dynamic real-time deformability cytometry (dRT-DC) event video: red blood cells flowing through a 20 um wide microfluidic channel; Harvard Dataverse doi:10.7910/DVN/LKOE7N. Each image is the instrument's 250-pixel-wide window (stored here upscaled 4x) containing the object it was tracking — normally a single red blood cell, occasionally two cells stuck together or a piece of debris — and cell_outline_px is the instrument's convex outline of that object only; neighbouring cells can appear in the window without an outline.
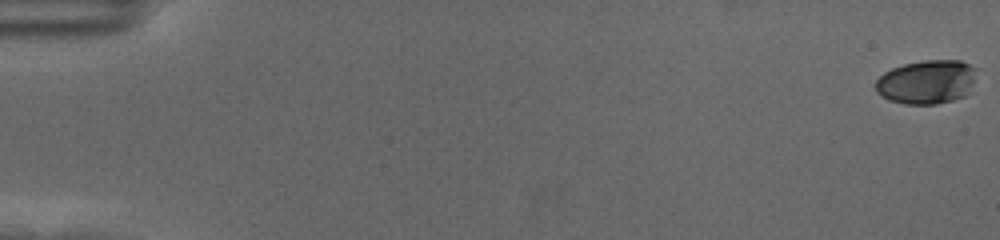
{"species": "human", "species_latin": "Homo sapiens", "temperature_condition": "cold", "stored_images_in_passage": 59, "camera_frame_rate_fps": 3000, "um_per_image_px": 0.085, "donor": {"sex": "female"}, "frame": {"image": 1, "passage_image": 1, "time_ms": 0.0, "image_size_px": [1000, 240], "cell_outline_px": [[976, 68], [972, 84], [964, 96], [952, 100], [936, 104], [904, 104], [888, 100], [880, 96], [876, 92], [876, 80], [884, 72], [892, 68], [904, 64], [924, 60], [960, 60]], "centroid_in_image_um": [78.73, 6.97], "position_along_channel_um": 6.3, "area_um2": 25.78}}
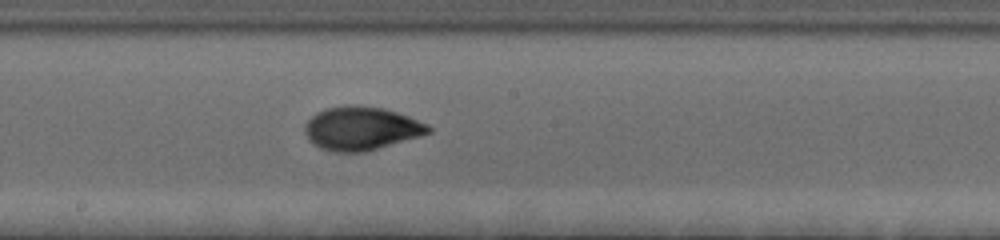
{"frame": {"image": 2, "passage_image": 34, "time_ms": 11.0, "image_size_px": [1000, 240], "cell_outline_px": [[432, 132], [420, 136], [364, 152], [332, 152], [320, 148], [308, 140], [304, 128], [308, 120], [316, 112], [324, 108], [348, 104], [352, 104], [384, 108], [408, 116], [428, 124], [432, 128]], "centroid_in_image_um": [30.69, 10.9], "position_along_channel_um": 217.5, "area_um2": 31.44}}
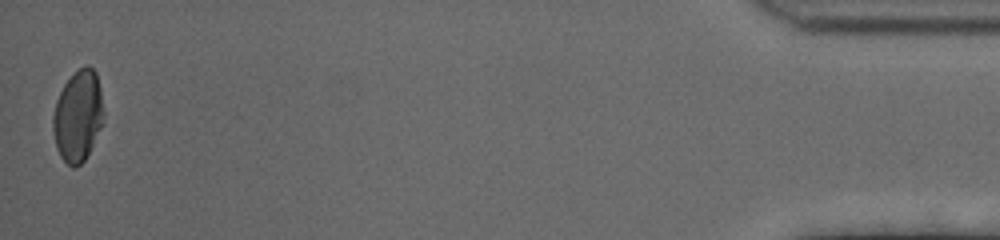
{"frame": {"image": 3, "passage_image": 59, "time_ms": 19.333, "image_size_px": [1000, 240], "cell_outline_px": [[104, 124], [84, 160], [76, 168], [72, 168], [60, 156], [56, 148], [52, 128], [52, 116], [56, 100], [64, 84], [80, 68], [88, 64], [96, 72], [100, 88], [104, 112]], "centroid_in_image_um": [6.63, 9.88], "position_along_channel_um": 428.6, "area_um2": 27.11}, "authors_computed_cell_mechanics": {"area_um2": 29.6514, "velocity_mm_per_s": 3.5329, "shape_relaxation_time_tau1_ms": 3.7472, "shape_relaxation_time_tau2_ms": 1.1355, "deformation_change_tau1": 0.1605, "deformation_change_tau2": 0.0507}}